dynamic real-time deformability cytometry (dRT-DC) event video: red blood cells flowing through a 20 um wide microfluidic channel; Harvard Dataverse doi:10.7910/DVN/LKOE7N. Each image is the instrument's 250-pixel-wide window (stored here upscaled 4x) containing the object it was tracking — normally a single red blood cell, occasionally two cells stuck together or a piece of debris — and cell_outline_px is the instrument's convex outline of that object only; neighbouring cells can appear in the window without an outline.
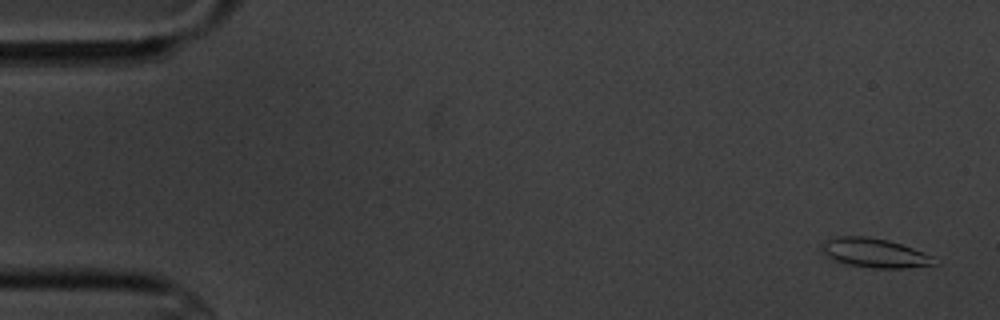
{"species": "common noctule bat (a hibernating species)", "species_latin": "Nyctalus noctula", "temperature_condition": "cold", "stored_images_in_passage": 6, "segment_of_instrument_passage": [2, 2], "camera_frame_rate_fps": 3000, "um_per_image_px": 0.085, "animal": {"sex": "male", "body_mass_g": 20.1, "forearm_length_mm": 53.5}, "frame": {"image": 1, "passage_image": 6, "time_ms": 5.667, "image_size_px": [1000, 320], "cell_outline_px": [[940, 264], [904, 268], [872, 268], [848, 264], [836, 260], [820, 252], [820, 248], [828, 240], [836, 236], [864, 236], [888, 240], [912, 248], [932, 256]], "centroid_in_image_um": [74.36, 21.5], "position_along_channel_um": 10.6, "area_um2": 18.96}}